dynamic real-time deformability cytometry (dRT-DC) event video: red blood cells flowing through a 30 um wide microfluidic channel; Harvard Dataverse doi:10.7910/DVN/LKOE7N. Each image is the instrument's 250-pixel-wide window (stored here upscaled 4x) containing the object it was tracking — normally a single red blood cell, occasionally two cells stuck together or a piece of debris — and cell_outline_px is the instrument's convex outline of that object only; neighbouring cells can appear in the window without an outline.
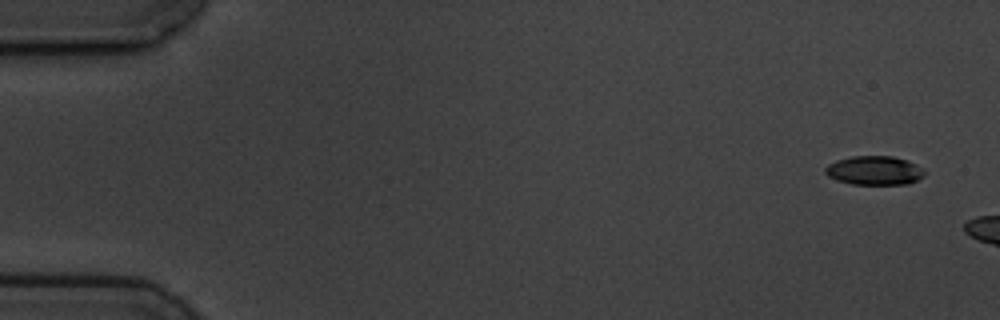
{"species": "common noctule bat (a hibernating species)", "species_latin": "Nyctalus noctula", "temperature_condition": "cold", "stored_images_in_passage": 8, "camera_frame_rate_fps": 3000, "um_per_image_px": 0.085, "animal": {"sex": "male", "body_mass_g": 19.5, "forearm_length_mm": 54.6}, "frame": {"image": 1, "passage_image": 1, "time_ms": 0.0, "image_size_px": [1000, 320], "cell_outline_px": [[924, 176], [908, 184], [852, 184], [836, 180], [828, 176], [824, 172], [824, 168], [828, 164], [836, 160], [852, 156], [892, 156], [916, 164], [924, 172]], "centroid_in_image_um": [74.27, 14.49], "position_along_channel_um": 10.7, "area_um2": 16.65}}
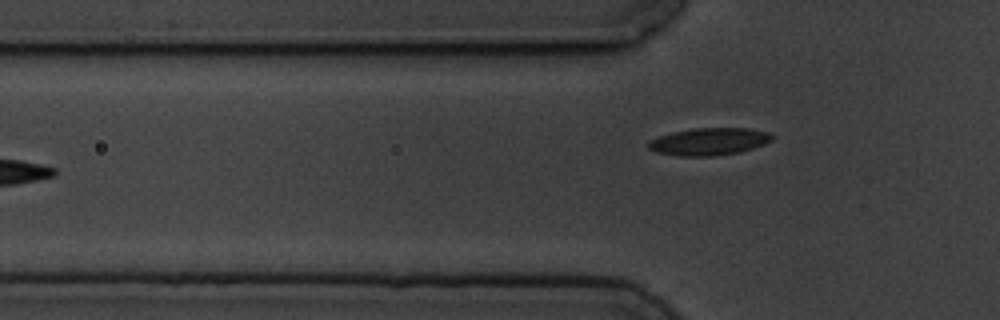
{"frame": {"image": 2, "passage_image": 8, "time_ms": 9.0, "image_size_px": [1000, 320], "cell_outline_px": [[772, 140], [764, 144], [740, 152], [712, 156], [676, 156], [656, 152], [648, 148], [648, 140], [672, 132], [692, 128], [748, 128], [768, 132], [772, 136]], "centroid_in_image_um": [60.24, 12.03], "position_along_channel_um": 65.6, "area_um2": 19.71}}